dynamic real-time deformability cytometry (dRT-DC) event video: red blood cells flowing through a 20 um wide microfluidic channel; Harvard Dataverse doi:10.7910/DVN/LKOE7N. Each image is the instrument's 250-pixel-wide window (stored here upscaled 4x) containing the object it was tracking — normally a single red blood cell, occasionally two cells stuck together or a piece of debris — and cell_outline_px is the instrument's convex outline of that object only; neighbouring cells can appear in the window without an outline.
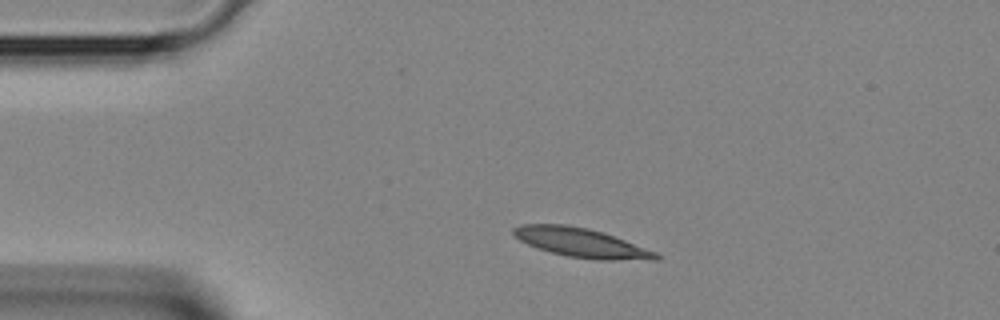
{"species": "Egyptian fruit bat (a non-hibernating species)", "species_latin": "Rousettus aegyptiacus", "temperature_condition": "room temperature", "stored_images_in_passage": 2, "camera_frame_rate_fps": 3000, "um_per_image_px": 0.085, "animal": {"sex": "female"}, "frame": {"image": 1, "passage_image": 1, "time_ms": 0.0, "image_size_px": [1000, 320], "cell_outline_px": [[660, 260], [596, 260], [568, 256], [536, 248], [520, 240], [512, 232], [512, 228], [520, 224], [564, 224], [588, 228], [604, 232], [656, 252], [660, 256]], "centroid_in_image_um": [49.41, 20.63], "position_along_channel_um": 35.6, "area_um2": 24.22}}